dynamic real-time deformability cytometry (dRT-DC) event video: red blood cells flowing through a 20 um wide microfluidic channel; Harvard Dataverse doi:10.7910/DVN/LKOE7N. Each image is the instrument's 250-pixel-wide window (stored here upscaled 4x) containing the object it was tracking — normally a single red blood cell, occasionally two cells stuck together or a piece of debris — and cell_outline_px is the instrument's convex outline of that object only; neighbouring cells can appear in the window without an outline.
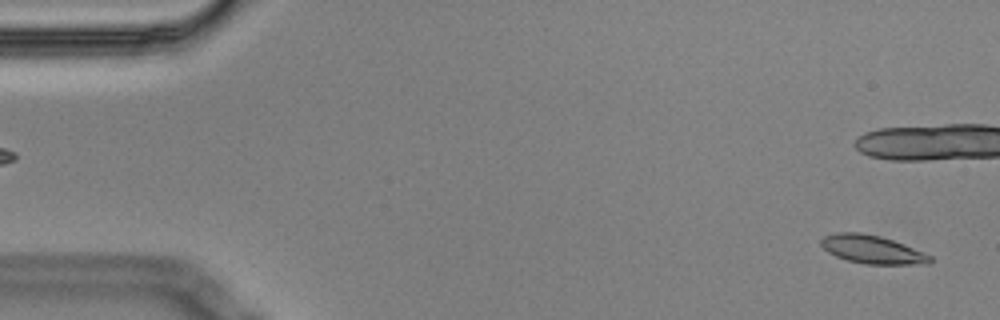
{"species": "Egyptian fruit bat (a non-hibernating species)", "species_latin": "Rousettus aegyptiacus", "temperature_condition": "cold", "stored_images_in_passage": 5, "camera_frame_rate_fps": 3000, "um_per_image_px": 0.085, "animal": {"sex": "male"}, "frame": {"image": 1, "passage_image": 5, "time_ms": 1.333, "image_size_px": [1000, 320], "cell_outline_px": [[932, 260], [928, 264], [864, 264], [848, 260], [836, 256], [828, 252], [820, 244], [820, 240], [824, 236], [836, 232], [860, 232], [880, 236], [904, 244], [932, 256]], "centroid_in_image_um": [74.12, 21.2], "position_along_channel_um": 10.9, "area_um2": 17.92}}